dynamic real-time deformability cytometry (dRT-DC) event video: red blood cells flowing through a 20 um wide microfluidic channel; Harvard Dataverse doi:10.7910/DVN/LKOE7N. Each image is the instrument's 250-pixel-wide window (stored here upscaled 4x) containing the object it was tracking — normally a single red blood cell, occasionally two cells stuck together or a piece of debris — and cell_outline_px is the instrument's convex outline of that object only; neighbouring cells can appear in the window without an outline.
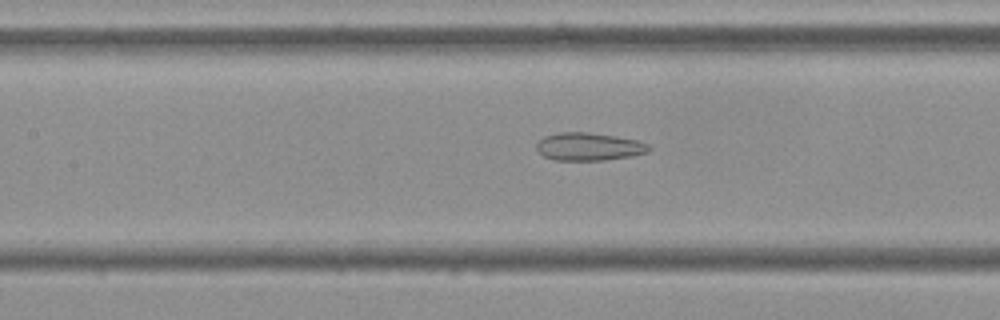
{"species": "Egyptian fruit bat (a non-hibernating species)", "species_latin": "Rousettus aegyptiacus", "temperature_condition": "cold", "stored_images_in_passage": 23, "camera_frame_rate_fps": 3000, "um_per_image_px": 0.085, "frame": {"image": 1, "passage_image": 20, "time_ms": 6.333, "image_size_px": [1000, 320], "cell_outline_px": [[652, 148], [648, 152], [632, 156], [604, 160], [556, 160], [544, 156], [536, 148], [536, 144], [544, 136], [556, 132], [588, 132], [616, 136], [640, 140], [648, 144]], "centroid_in_image_um": [50.09, 12.45], "position_along_channel_um": 157.3, "area_um2": 18.38}}